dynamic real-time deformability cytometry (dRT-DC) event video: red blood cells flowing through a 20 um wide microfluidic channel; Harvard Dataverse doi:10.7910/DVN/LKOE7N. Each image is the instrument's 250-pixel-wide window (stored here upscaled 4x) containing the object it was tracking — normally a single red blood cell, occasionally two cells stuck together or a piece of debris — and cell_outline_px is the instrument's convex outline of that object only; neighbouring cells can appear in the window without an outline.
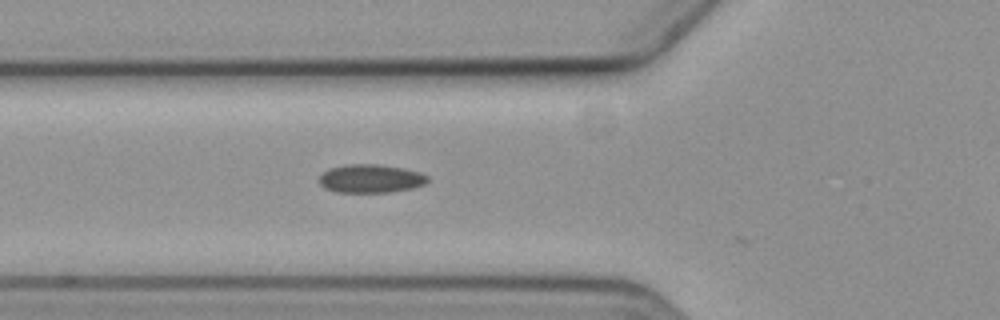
{"species": "common noctule bat (a hibernating species)", "species_latin": "Nyctalus noctula", "temperature_condition": "cold", "stored_images_in_passage": 4, "segment_of_instrument_passage": [1, 2], "camera_frame_rate_fps": 3000, "um_per_image_px": 0.085, "animal": {"sex": "female", "body_mass_g": 19.3, "forearm_length_mm": 54.1}, "frame": {"image": 1, "passage_image": 3, "time_ms": 2.333, "image_size_px": [1000, 320], "cell_outline_px": [[428, 180], [424, 184], [412, 188], [388, 192], [336, 192], [324, 188], [320, 184], [320, 176], [328, 168], [348, 164], [376, 164], [404, 168], [420, 172], [428, 176]], "centroid_in_image_um": [31.5, 15.17], "position_along_channel_um": 94.3, "area_um2": 17.92}}